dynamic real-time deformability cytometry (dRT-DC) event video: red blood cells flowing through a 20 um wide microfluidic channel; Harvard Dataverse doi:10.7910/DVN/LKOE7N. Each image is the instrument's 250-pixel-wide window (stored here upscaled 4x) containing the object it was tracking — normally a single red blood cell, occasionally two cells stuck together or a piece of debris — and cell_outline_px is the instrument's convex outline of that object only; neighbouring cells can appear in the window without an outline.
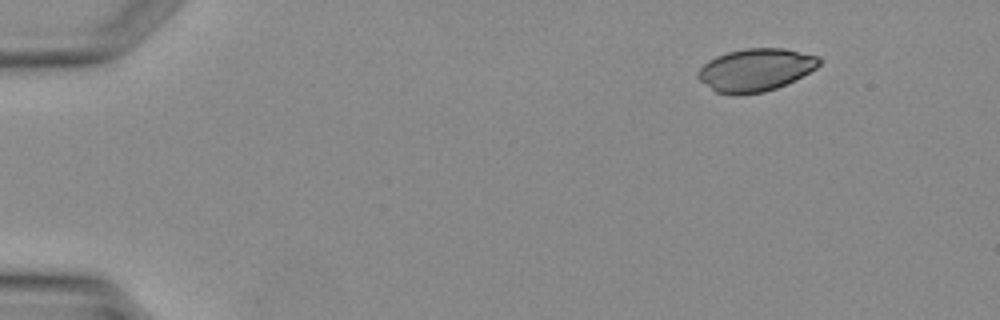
{"species": "Egyptian fruit bat (a non-hibernating species)", "species_latin": "Rousettus aegyptiacus", "temperature_condition": "warm", "stored_images_in_passage": 3, "camera_frame_rate_fps": 3000, "um_per_image_px": 0.085, "animal": {"sex": "female"}, "frame": {"image": 1, "passage_image": 1, "time_ms": 0.0, "image_size_px": [1000, 320], "cell_outline_px": [[820, 64], [816, 68], [776, 88], [764, 92], [716, 92], [700, 80], [696, 76], [696, 72], [708, 60], [716, 56], [728, 52], [744, 48], [784, 48], [820, 56]], "centroid_in_image_um": [64.22, 5.89], "position_along_channel_um": 20.8, "area_um2": 29.42}}
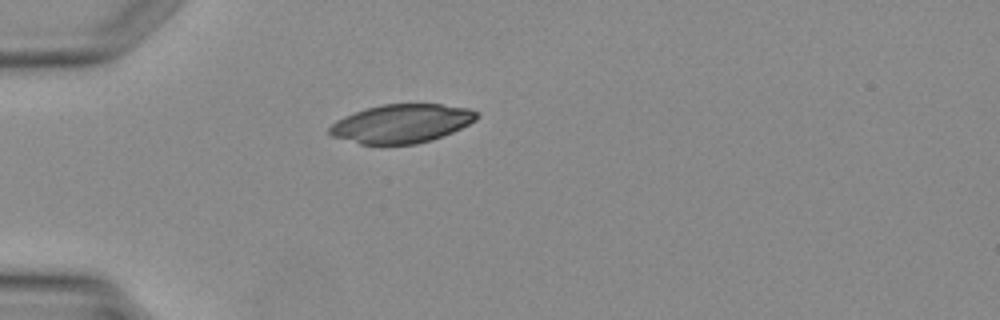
{"frame": {"image": 2, "passage_image": 3, "time_ms": 2.333, "image_size_px": [1000, 320], "cell_outline_px": [[480, 116], [476, 120], [452, 132], [432, 140], [416, 144], [360, 144], [332, 136], [328, 132], [328, 128], [336, 120], [356, 112], [380, 104], [440, 104], [468, 108], [476, 112]], "centroid_in_image_um": [34.13, 10.5], "position_along_channel_um": 50.9, "area_um2": 32.95}}